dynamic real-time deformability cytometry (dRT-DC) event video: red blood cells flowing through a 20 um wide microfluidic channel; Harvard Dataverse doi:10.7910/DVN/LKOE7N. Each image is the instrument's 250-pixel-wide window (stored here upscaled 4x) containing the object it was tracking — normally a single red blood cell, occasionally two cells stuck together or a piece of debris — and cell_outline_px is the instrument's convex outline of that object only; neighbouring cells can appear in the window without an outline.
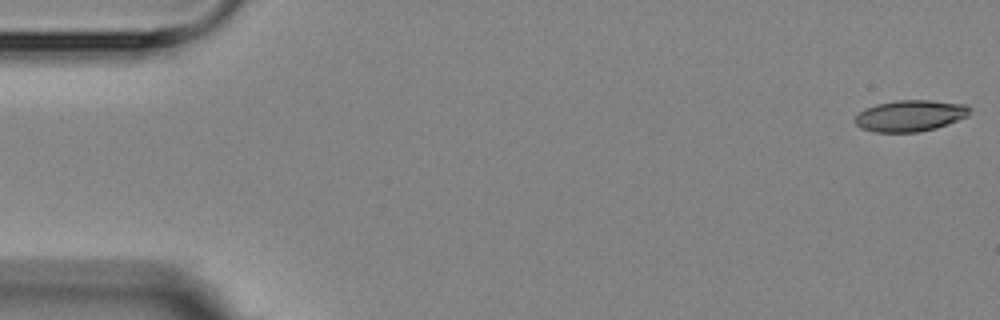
{"species": "Egyptian fruit bat (a non-hibernating species)", "species_latin": "Rousettus aegyptiacus", "temperature_condition": "room temperature", "stored_images_in_passage": 4, "camera_frame_rate_fps": 3000, "um_per_image_px": 0.085, "animal": {"sex": "female"}, "frame": {"image": 1, "passage_image": 1, "time_ms": 0.0, "image_size_px": [1000, 320], "cell_outline_px": [[972, 108], [968, 116], [936, 128], [920, 132], [872, 132], [860, 128], [852, 120], [864, 108], [876, 104], [896, 100], [928, 100], [964, 104]], "centroid_in_image_um": [77.33, 9.84], "position_along_channel_um": 7.7, "area_um2": 21.1}}
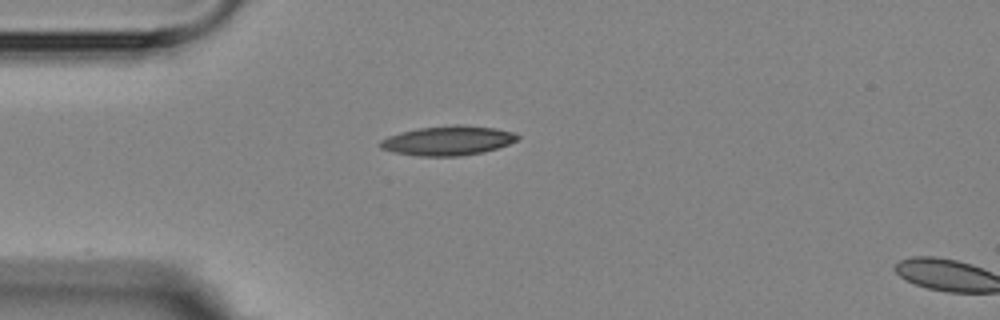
{"frame": {"image": 2, "passage_image": 3, "time_ms": 4.333, "image_size_px": [1000, 320], "cell_outline_px": [[520, 136], [516, 140], [508, 144], [484, 152], [460, 156], [420, 156], [396, 152], [380, 148], [380, 140], [388, 136], [400, 132], [416, 128], [456, 124], [460, 124], [496, 128], [512, 132]], "centroid_in_image_um": [38.06, 11.94], "position_along_channel_um": 46.9, "area_um2": 23.52}}